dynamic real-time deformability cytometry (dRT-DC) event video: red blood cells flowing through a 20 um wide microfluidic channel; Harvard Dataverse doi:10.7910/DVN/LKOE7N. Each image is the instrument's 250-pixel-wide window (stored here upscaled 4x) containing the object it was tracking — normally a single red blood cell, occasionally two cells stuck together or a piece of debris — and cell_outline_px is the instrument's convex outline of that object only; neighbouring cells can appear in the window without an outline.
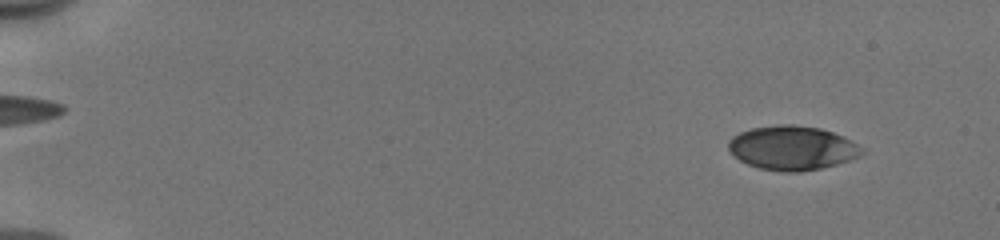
{"species": "human", "species_latin": "Homo sapiens", "temperature_condition": "cold", "stored_images_in_passage": 53, "camera_frame_rate_fps": 3000, "um_per_image_px": 0.085, "donor": {"sex": "male"}, "frame": {"image": 1, "passage_image": 5, "time_ms": 1.333, "image_size_px": [1000, 240], "cell_outline_px": [[864, 152], [860, 156], [836, 164], [820, 168], [800, 172], [784, 172], [760, 168], [748, 164], [740, 160], [728, 148], [728, 140], [732, 136], [740, 132], [752, 128], [780, 124], [792, 124], [820, 128], [844, 136], [864, 148]], "centroid_in_image_um": [67.35, 12.57], "position_along_channel_um": 17.6, "area_um2": 34.28}}
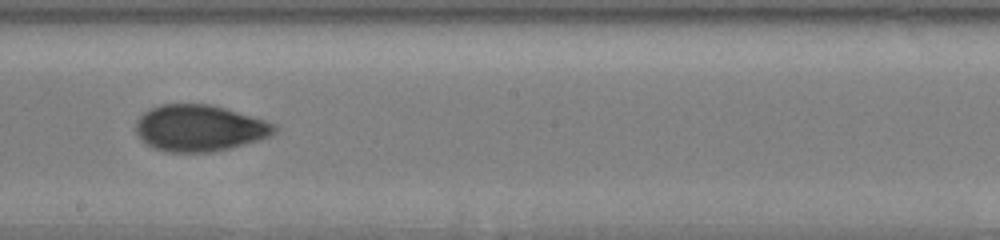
{"frame": {"image": 2, "passage_image": 32, "time_ms": 10.333, "image_size_px": [1000, 240], "cell_outline_px": [[276, 132], [272, 136], [260, 140], [212, 152], [168, 152], [152, 148], [144, 144], [140, 140], [136, 132], [136, 120], [144, 112], [160, 104], [208, 104], [224, 108], [264, 120], [276, 124]], "centroid_in_image_um": [16.93, 10.9], "position_along_channel_um": 231.3, "area_um2": 37.57}}
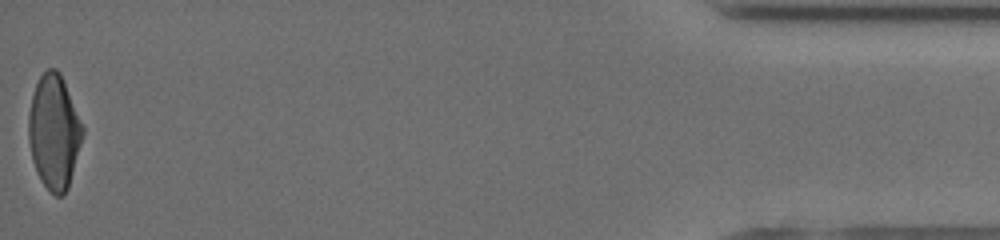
{"frame": {"image": 3, "passage_image": 53, "time_ms": 17.333, "image_size_px": [1000, 240], "cell_outline_px": [[84, 132], [68, 188], [60, 196], [56, 196], [40, 180], [36, 172], [32, 160], [28, 140], [28, 116], [32, 96], [36, 84], [40, 76], [48, 68], [56, 68], [60, 72], [84, 128]], "centroid_in_image_um": [4.58, 11.2], "position_along_channel_um": 430.6, "area_um2": 35.78}, "authors_computed_cell_mechanics": {"area_um2": 35.7782, "velocity_mm_per_s": 3.9808, "shape_relaxation_time_tau1_ms": 4.0392, "shape_relaxation_time_tau2_ms": 1.4847, "deformation_change_tau1": 0.1624, "deformation_change_tau2": 0.0617}}